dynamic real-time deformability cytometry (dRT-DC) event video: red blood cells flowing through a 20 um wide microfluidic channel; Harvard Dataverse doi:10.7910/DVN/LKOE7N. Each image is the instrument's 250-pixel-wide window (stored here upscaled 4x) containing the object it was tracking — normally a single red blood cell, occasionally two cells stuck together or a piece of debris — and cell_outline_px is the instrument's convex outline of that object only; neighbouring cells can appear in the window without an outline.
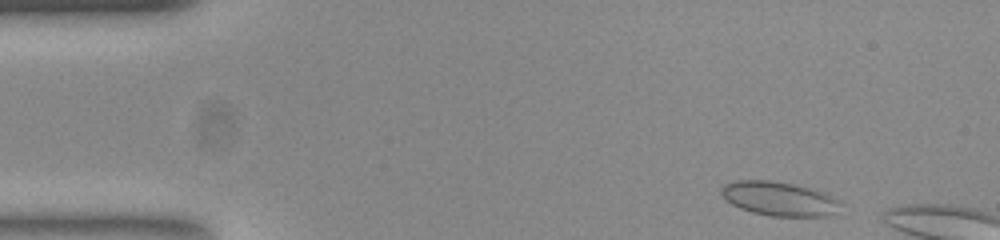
{"species": "common noctule bat (a hibernating species)", "species_latin": "Nyctalus noctula", "temperature_condition": "room temperature", "stored_images_in_passage": 8, "camera_frame_rate_fps": 3000, "um_per_image_px": 0.085, "animal": {"sex": "female", "body_mass_g": 23.0, "forearm_length_mm": 53.4}, "frame": {"image": 1, "passage_image": 2, "time_ms": 0.333, "image_size_px": [1000, 240], "cell_outline_px": [[836, 200], [828, 216], [772, 216], [752, 212], [740, 208], [732, 204], [720, 192], [720, 188], [724, 184], [736, 180], [768, 180], [792, 184], [808, 188], [828, 196]], "centroid_in_image_um": [66.04, 16.87], "position_along_channel_um": 19.0, "area_um2": 22.6}}